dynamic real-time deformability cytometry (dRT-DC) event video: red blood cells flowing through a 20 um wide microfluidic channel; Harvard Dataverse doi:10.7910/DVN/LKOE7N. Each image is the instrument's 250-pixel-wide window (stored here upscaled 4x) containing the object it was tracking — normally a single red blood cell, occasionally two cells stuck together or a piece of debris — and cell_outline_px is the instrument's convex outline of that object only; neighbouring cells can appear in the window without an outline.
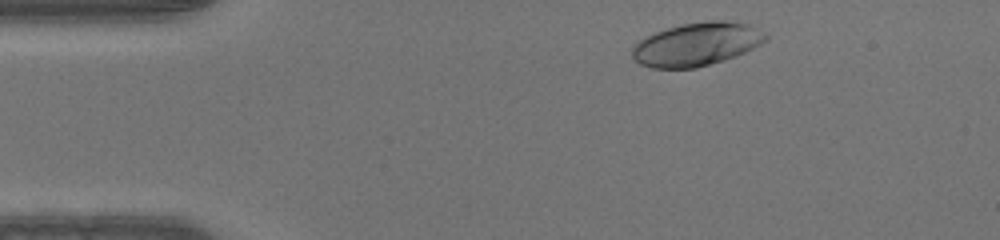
{"species": "human", "species_latin": "Homo sapiens", "temperature_condition": "warm", "stored_images_in_passage": 37, "camera_frame_rate_fps": 3000, "um_per_image_px": 0.085, "donor": {"sex": "male"}, "frame": {"image": 1, "passage_image": 3, "time_ms": 0.667, "image_size_px": [1000, 240], "cell_outline_px": [[768, 40], [736, 56], [724, 60], [696, 68], [652, 68], [640, 64], [632, 56], [632, 48], [640, 40], [656, 32], [680, 24], [708, 20], [720, 20], [748, 24], [768, 36]], "centroid_in_image_um": [59.21, 3.76], "position_along_channel_um": 25.8, "area_um2": 33.35}}
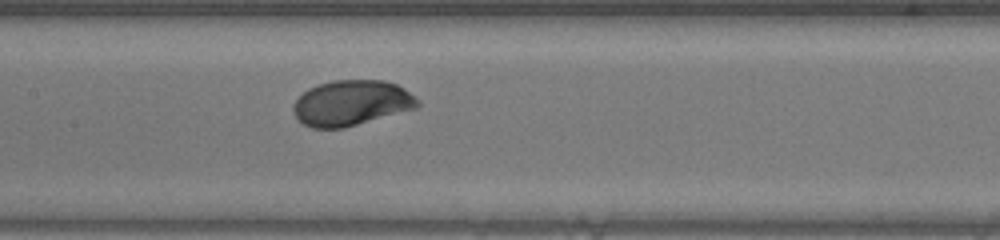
{"frame": {"image": 2, "passage_image": 18, "time_ms": 5.667, "image_size_px": [1000, 240], "cell_outline_px": [[420, 104], [416, 108], [344, 128], [312, 128], [304, 124], [292, 112], [292, 104], [308, 88], [316, 84], [332, 80], [384, 80], [396, 84], [404, 88], [420, 100]], "centroid_in_image_um": [29.86, 8.74], "position_along_channel_um": 177.5, "area_um2": 33.0}}
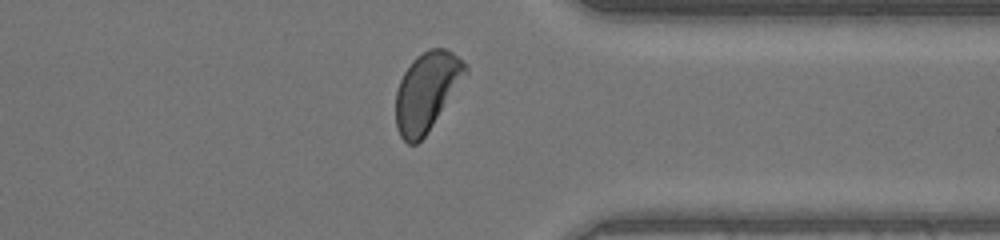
{"frame": {"image": 3, "passage_image": 32, "time_ms": 10.333, "image_size_px": [1000, 240], "cell_outline_px": [[468, 72], [424, 136], [416, 144], [408, 144], [400, 136], [396, 128], [396, 92], [400, 80], [404, 72], [412, 60], [416, 56], [428, 48], [444, 48], [452, 52], [468, 64]], "centroid_in_image_um": [36.26, 7.74], "position_along_channel_um": 375.1, "area_um2": 31.56}}